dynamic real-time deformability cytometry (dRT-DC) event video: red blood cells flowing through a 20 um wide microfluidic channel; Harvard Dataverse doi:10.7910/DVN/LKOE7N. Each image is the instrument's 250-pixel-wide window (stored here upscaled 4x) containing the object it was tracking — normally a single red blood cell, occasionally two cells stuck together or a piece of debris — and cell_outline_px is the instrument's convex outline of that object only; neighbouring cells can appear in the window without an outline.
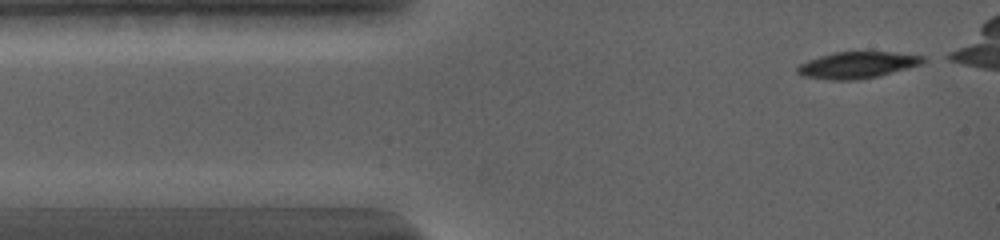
{"species": "common noctule bat (a hibernating species)", "species_latin": "Nyctalus noctula", "temperature_condition": "warm", "stored_images_in_passage": 23, "camera_frame_rate_fps": 5000, "um_per_image_px": 0.085, "animal": {"sex": "female", "body_mass_g": 19.0, "forearm_length_mm": 56.7}, "frame": {"image": 1, "passage_image": 1, "time_ms": 0.0, "image_size_px": [1000, 240], "cell_outline_px": [[928, 60], [920, 64], [908, 68], [880, 76], [860, 80], [828, 80], [804, 76], [796, 72], [796, 68], [800, 64], [808, 60], [820, 56], [836, 52], [896, 52], [928, 56]], "centroid_in_image_um": [72.92, 5.53], "position_along_channel_um": 12.1, "area_um2": 19.65}}
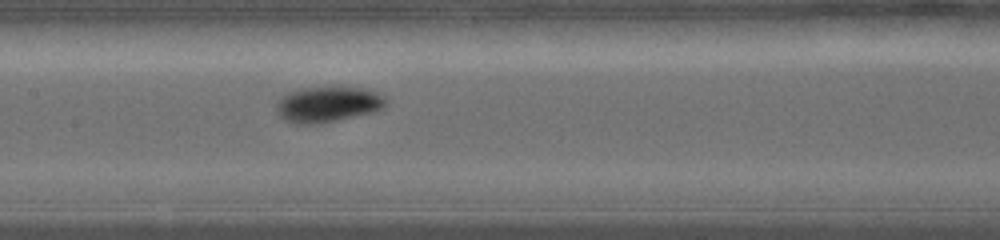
{"frame": {"image": 2, "passage_image": 13, "time_ms": 6.0, "image_size_px": [1000, 240], "cell_outline_px": [[388, 104], [384, 108], [372, 112], [336, 120], [316, 124], [296, 124], [284, 120], [280, 116], [276, 108], [276, 104], [280, 96], [288, 92], [300, 88], [364, 88], [376, 92], [384, 96], [388, 100]], "centroid_in_image_um": [27.86, 8.87], "position_along_channel_um": 179.5, "area_um2": 22.66}}
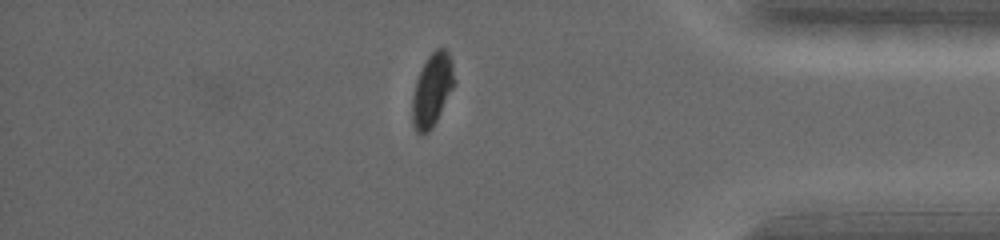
{"frame": {"image": 3, "passage_image": 22, "time_ms": 12.6, "image_size_px": [1000, 240], "cell_outline_px": [[452, 88], [432, 128], [424, 136], [420, 136], [416, 132], [412, 124], [412, 96], [416, 80], [428, 56], [436, 48], [444, 48], [448, 52], [452, 60]], "centroid_in_image_um": [36.68, 7.69], "position_along_channel_um": 398.5, "area_um2": 17.46}}